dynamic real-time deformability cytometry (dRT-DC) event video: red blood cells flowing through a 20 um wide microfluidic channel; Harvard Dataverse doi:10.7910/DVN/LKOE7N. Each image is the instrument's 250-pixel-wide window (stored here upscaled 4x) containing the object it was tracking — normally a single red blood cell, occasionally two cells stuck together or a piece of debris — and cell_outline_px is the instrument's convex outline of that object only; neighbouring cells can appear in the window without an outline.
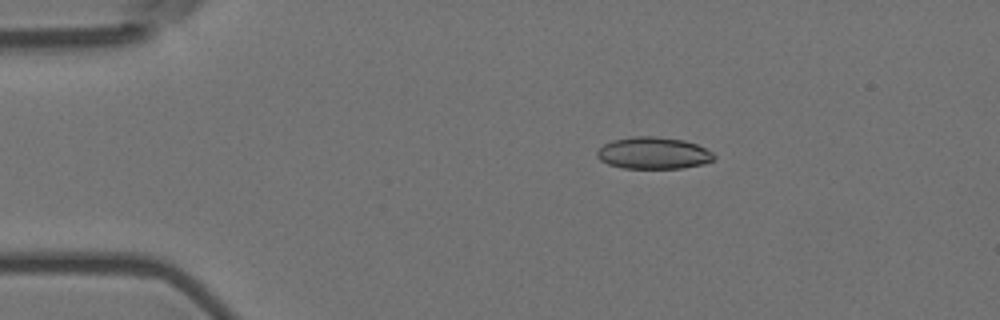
{"species": "Egyptian fruit bat (a non-hibernating species)", "species_latin": "Rousettus aegyptiacus", "temperature_condition": "room temperature", "stored_images_in_passage": 9, "camera_frame_rate_fps": 3000, "um_per_image_px": 0.085, "animal": {"sex": "female"}, "frame": {"image": 1, "passage_image": 2, "time_ms": 0.333, "image_size_px": [1000, 320], "cell_outline_px": [[716, 156], [712, 160], [704, 164], [684, 168], [624, 168], [608, 164], [600, 160], [596, 156], [596, 152], [604, 144], [612, 140], [632, 136], [656, 136], [684, 140], [696, 144], [712, 152]], "centroid_in_image_um": [55.53, 13.01], "position_along_channel_um": 29.5, "area_um2": 21.79}}
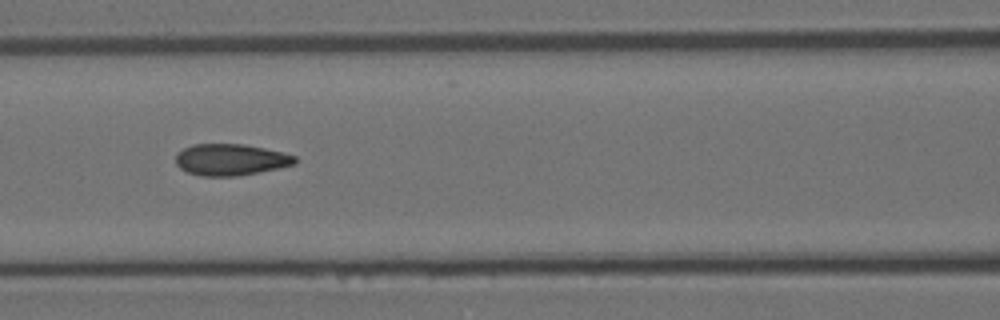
{"frame": {"image": 2, "passage_image": 6, "time_ms": 1.667, "image_size_px": [1000, 320], "cell_outline_px": [[296, 164], [280, 168], [236, 176], [200, 176], [188, 172], [180, 168], [176, 164], [176, 152], [192, 144], [244, 144], [284, 152], [296, 156]], "centroid_in_image_um": [19.61, 13.57], "position_along_channel_um": 147.0, "area_um2": 22.02}}
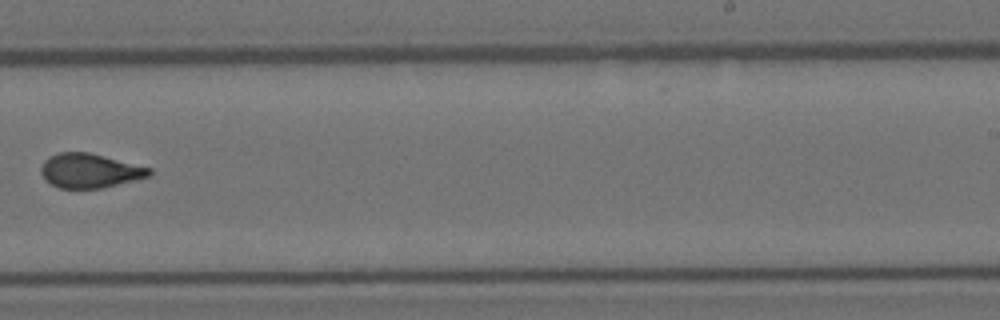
{"frame": {"image": 3, "passage_image": 9, "time_ms": 2.667, "image_size_px": [1000, 320], "cell_outline_px": [[152, 176], [100, 188], [60, 188], [52, 184], [40, 172], [40, 168], [44, 160], [48, 156], [60, 152], [88, 152], [152, 168]], "centroid_in_image_um": [7.64, 14.5], "position_along_channel_um": 281.4, "area_um2": 21.5}}